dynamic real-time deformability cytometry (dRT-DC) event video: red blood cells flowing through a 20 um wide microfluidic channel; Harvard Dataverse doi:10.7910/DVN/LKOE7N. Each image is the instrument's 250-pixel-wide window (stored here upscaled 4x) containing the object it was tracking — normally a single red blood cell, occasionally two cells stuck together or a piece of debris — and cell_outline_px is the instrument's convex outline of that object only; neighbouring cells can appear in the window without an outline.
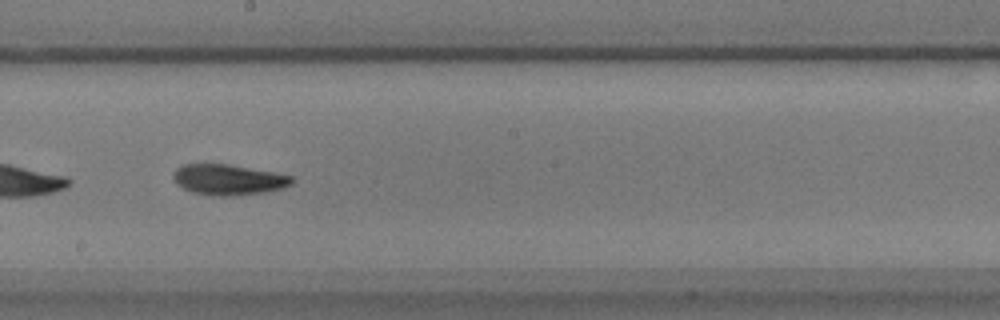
{"species": "common noctule bat (a hibernating species)", "species_latin": "Nyctalus noctula", "temperature_condition": "warm", "stored_images_in_passage": 30, "camera_frame_rate_fps": 3000, "um_per_image_px": 0.085, "animal": {"sex": "male", "body_mass_g": 17.9}, "frame": {"image": 1, "passage_image": 20, "time_ms": 6.333, "image_size_px": [1000, 320], "cell_outline_px": [[292, 184], [280, 188], [264, 192], [232, 196], [212, 196], [192, 192], [176, 184], [172, 176], [172, 172], [176, 168], [184, 164], [228, 164], [272, 172], [292, 176]], "centroid_in_image_um": [19.35, 15.27], "position_along_channel_um": 228.9, "area_um2": 21.04}}
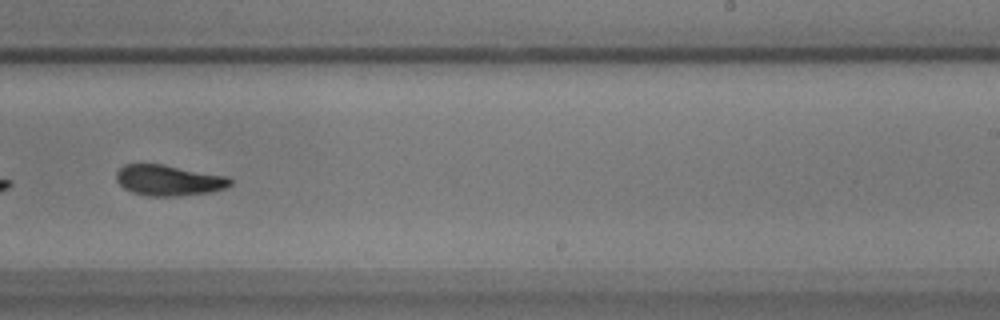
{"frame": {"image": 2, "passage_image": 24, "time_ms": 7.667, "image_size_px": [1000, 320], "cell_outline_px": [[232, 184], [224, 188], [208, 192], [180, 196], [152, 196], [132, 192], [124, 188], [116, 180], [116, 172], [124, 164], [164, 164], [228, 176], [232, 180]], "centroid_in_image_um": [14.34, 15.31], "position_along_channel_um": 274.7, "area_um2": 20.4}, "authors_computed_cell_mechanics": {"area_um2": 20.7791, "velocity_mm_per_s": 3.4611, "shape_relaxation_time_tau1_ms": 3.0091, "shape_relaxation_time_tau2_ms": 1.7591, "deformation_change_tau1": 0.1293, "deformation_change_tau2": 0.0685}}